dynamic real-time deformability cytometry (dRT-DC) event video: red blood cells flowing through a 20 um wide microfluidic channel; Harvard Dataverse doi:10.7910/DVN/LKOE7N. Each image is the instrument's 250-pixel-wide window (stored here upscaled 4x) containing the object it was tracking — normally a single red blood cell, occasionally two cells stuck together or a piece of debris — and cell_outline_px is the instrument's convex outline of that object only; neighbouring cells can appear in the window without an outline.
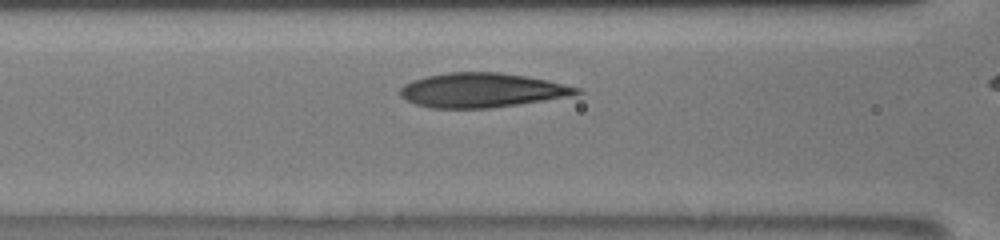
{"species": "human", "species_latin": "Homo sapiens", "temperature_condition": "room temperature", "stored_images_in_passage": 6, "segment_of_instrument_passage": [1, 2], "camera_frame_rate_fps": 3000, "um_per_image_px": 0.085, "donor": {"sex": "male"}, "frame": {"image": 1, "passage_image": 4, "time_ms": 1.333, "image_size_px": [1000, 240], "cell_outline_px": [[584, 92], [568, 96], [544, 100], [492, 108], [432, 108], [416, 104], [400, 96], [400, 88], [404, 84], [412, 80], [424, 76], [448, 72], [500, 72], [548, 80], [584, 88]], "centroid_in_image_um": [40.97, 7.66], "position_along_channel_um": 125.6, "area_um2": 35.49}}